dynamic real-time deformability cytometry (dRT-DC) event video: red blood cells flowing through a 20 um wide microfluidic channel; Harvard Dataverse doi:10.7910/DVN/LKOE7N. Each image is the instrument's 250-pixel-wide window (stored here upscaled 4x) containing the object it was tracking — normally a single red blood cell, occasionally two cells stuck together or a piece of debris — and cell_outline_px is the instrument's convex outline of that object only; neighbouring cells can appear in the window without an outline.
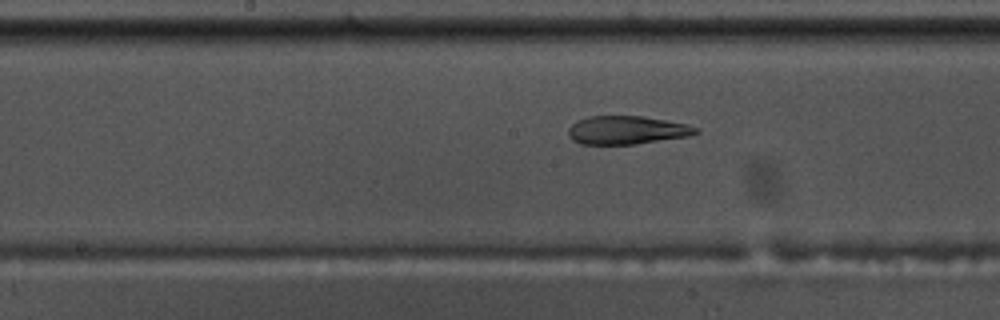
{"species": "common noctule bat (a hibernating species)", "species_latin": "Nyctalus noctula", "temperature_condition": "warm", "stored_images_in_passage": 58, "camera_frame_rate_fps": 3000, "um_per_image_px": 0.085, "animal": {"sex": "male", "body_mass_g": 17.5, "forearm_length_mm": 52.3}, "frame": {"image": 1, "passage_image": 30, "time_ms": 9.667, "image_size_px": [1000, 320], "cell_outline_px": [[700, 132], [688, 136], [636, 144], [580, 144], [572, 140], [568, 136], [568, 128], [572, 124], [588, 116], [644, 116], [688, 124], [700, 128]], "centroid_in_image_um": [53.3, 11.06], "position_along_channel_um": 194.9, "area_um2": 21.15}}
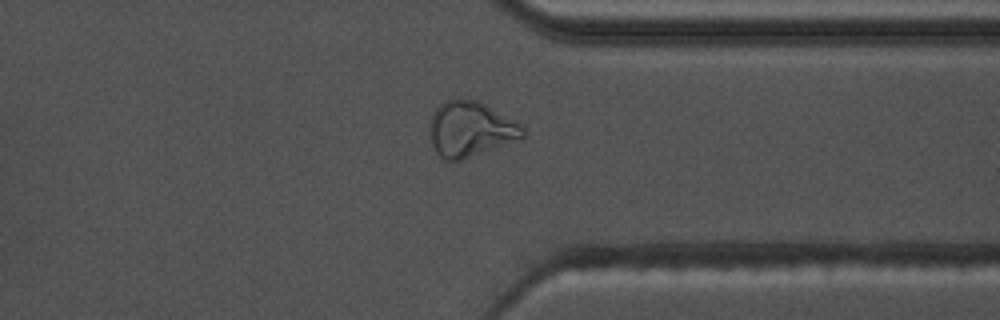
{"frame": {"image": 2, "passage_image": 45, "time_ms": 14.667, "image_size_px": [1000, 320], "cell_outline_px": [[528, 132], [524, 136], [460, 160], [444, 160], [436, 152], [428, 136], [428, 124], [436, 108], [444, 100], [476, 100], [524, 124]], "centroid_in_image_um": [39.97, 10.96], "position_along_channel_um": 371.4, "area_um2": 29.77}}
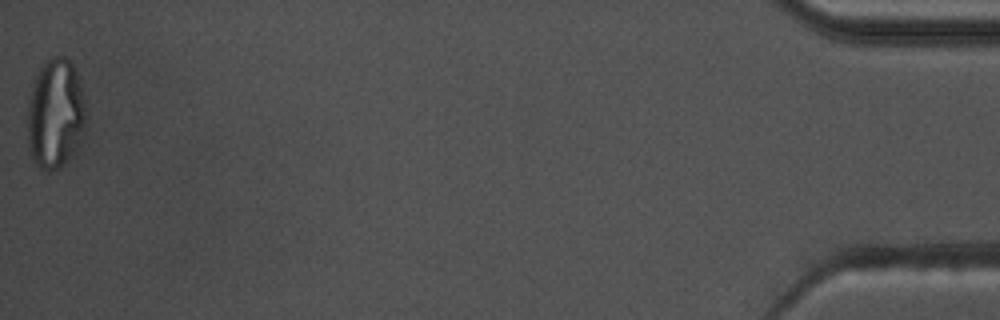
{"frame": {"image": 3, "passage_image": 58, "time_ms": 19.0, "image_size_px": [1000, 320], "cell_outline_px": [[88, 116], [84, 132], [80, 140], [72, 152], [56, 168], [48, 172], [40, 168], [36, 164], [28, 148], [28, 104], [32, 84], [40, 68], [52, 56], [64, 56], [72, 64], [84, 100]], "centroid_in_image_um": [4.7, 9.66], "position_along_channel_um": 430.5, "area_um2": 36.88}, "authors_computed_cell_mechanics": {"area_um2": 25.6343, "velocity_mm_per_s": 3.5647, "shape_relaxation_time_tau1_ms": null, "shape_relaxation_time_tau2_ms": 2.5352, "deformation_change_tau1": null, "deformation_change_tau2": 0.1075}}